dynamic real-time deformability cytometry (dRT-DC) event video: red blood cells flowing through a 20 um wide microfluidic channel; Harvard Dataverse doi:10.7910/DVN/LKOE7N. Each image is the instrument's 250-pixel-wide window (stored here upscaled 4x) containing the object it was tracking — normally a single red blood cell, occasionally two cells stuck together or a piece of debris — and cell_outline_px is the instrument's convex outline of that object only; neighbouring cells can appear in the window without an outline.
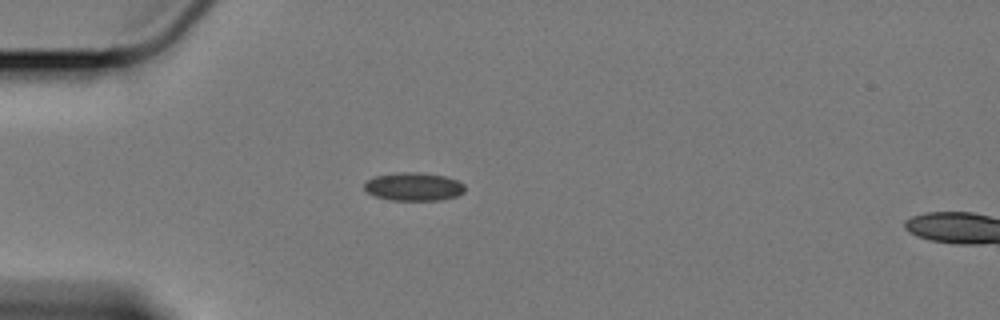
{"species": "Egyptian fruit bat (a non-hibernating species)", "species_latin": "Rousettus aegyptiacus", "temperature_condition": "cold", "stored_images_in_passage": 44, "camera_frame_rate_fps": 3000, "um_per_image_px": 0.085, "animal": {"sex": "female"}, "frame": {"image": 1, "passage_image": 1, "time_ms": 0.0, "image_size_px": [1000, 320], "cell_outline_px": [[464, 192], [456, 196], [440, 200], [392, 200], [376, 196], [368, 192], [364, 188], [364, 180], [376, 176], [396, 172], [416, 172], [444, 176], [456, 180], [464, 184]], "centroid_in_image_um": [35.14, 15.86], "position_along_channel_um": 49.9, "area_um2": 16.47}}
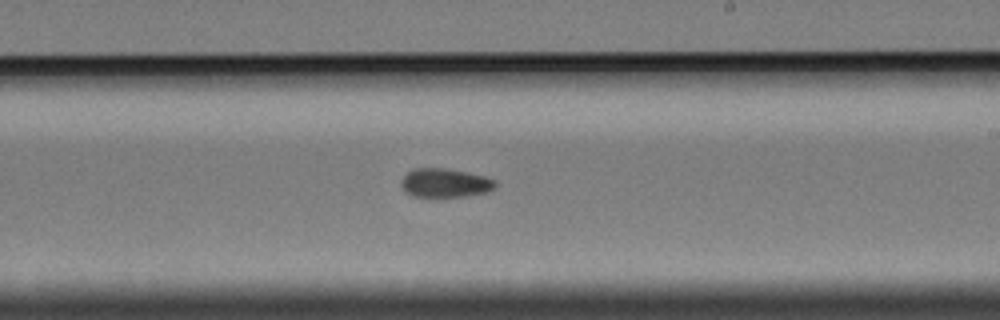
{"frame": {"image": 2, "passage_image": 20, "time_ms": 6.333, "image_size_px": [1000, 320], "cell_outline_px": [[496, 184], [488, 192], [468, 196], [412, 196], [404, 192], [400, 184], [400, 180], [408, 172], [416, 168], [444, 168], [484, 176], [496, 180]], "centroid_in_image_um": [37.79, 15.55], "position_along_channel_um": 251.2, "area_um2": 15.72}}
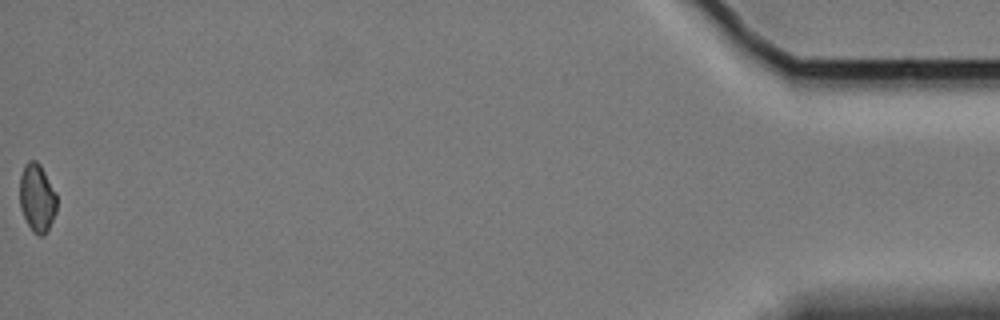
{"frame": {"image": 3, "passage_image": 44, "time_ms": 14.333, "image_size_px": [1000, 320], "cell_outline_px": [[56, 212], [44, 236], [36, 236], [32, 232], [20, 208], [20, 176], [24, 164], [28, 160], [36, 160], [40, 164], [56, 192]], "centroid_in_image_um": [3.14, 16.81], "position_along_channel_um": 432.1, "area_um2": 14.8}, "authors_computed_cell_mechanics": {"area_um2": 15.8661, "velocity_mm_per_s": 3.3927, "shape_relaxation_time_tau1_ms": 9.256, "shape_relaxation_time_tau2_ms": 11.1032, "deformation_change_tau1": 0.1159, "deformation_change_tau2": 0.1306}}